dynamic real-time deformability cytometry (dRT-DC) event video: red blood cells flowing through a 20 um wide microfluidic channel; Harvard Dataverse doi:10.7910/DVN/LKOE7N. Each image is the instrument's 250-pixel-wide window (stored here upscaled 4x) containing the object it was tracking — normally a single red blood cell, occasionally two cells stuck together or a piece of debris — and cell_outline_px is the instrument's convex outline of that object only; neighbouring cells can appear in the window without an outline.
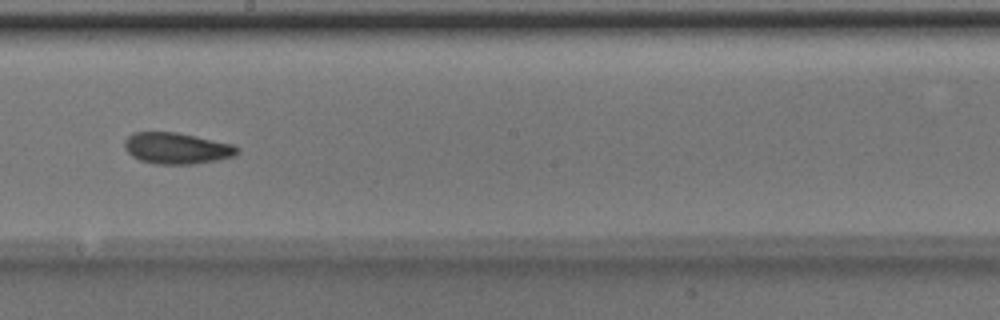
{"species": "Egyptian fruit bat (a non-hibernating species)", "species_latin": "Rousettus aegyptiacus", "temperature_condition": "room temperature", "stored_images_in_passage": 32, "camera_frame_rate_fps": 3000, "um_per_image_px": 0.085, "animal": {"sex": "male"}, "frame": {"image": 1, "passage_image": 14, "time_ms": 4.333, "image_size_px": [1000, 320], "cell_outline_px": [[240, 152], [232, 156], [216, 160], [192, 164], [156, 164], [140, 160], [132, 156], [124, 148], [124, 140], [132, 132], [176, 132], [232, 144], [240, 148]], "centroid_in_image_um": [14.99, 12.6], "position_along_channel_um": 233.2, "area_um2": 20.46}}
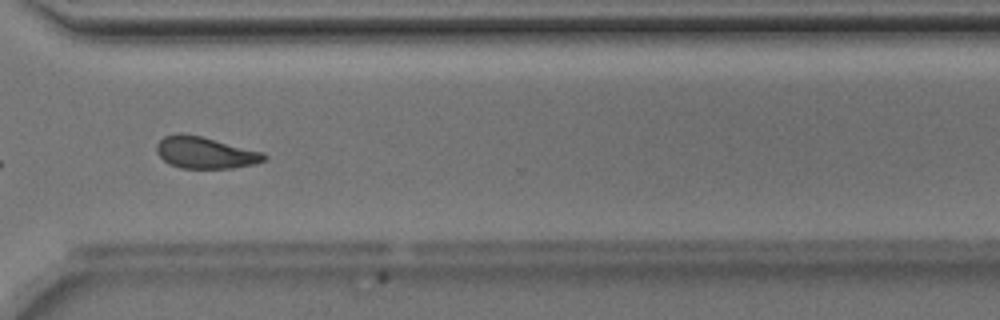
{"frame": {"image": 2, "passage_image": 23, "time_ms": 7.333, "image_size_px": [1000, 320], "cell_outline_px": [[268, 156], [264, 160], [256, 164], [232, 168], [180, 168], [168, 164], [156, 152], [156, 144], [164, 136], [180, 132], [200, 136], [264, 152]], "centroid_in_image_um": [17.43, 12.97], "position_along_channel_um": 353.2, "area_um2": 19.94}, "authors_computed_cell_mechanics": {"area_um2": 20.2011, "velocity_mm_per_s": 3.9953, "shape_relaxation_time_tau1_ms": 6.6404, "shape_relaxation_time_tau2_ms": 3.3742, "deformation_change_tau1": 0.1429, "deformation_change_tau2": 0.0941}}